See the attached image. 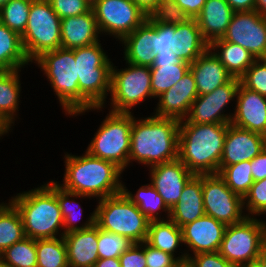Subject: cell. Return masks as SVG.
Returning <instances> with one entry per match:
<instances>
[{
	"label": "cell",
	"instance_id": "6da1fadb",
	"mask_svg": "<svg viewBox=\"0 0 266 267\" xmlns=\"http://www.w3.org/2000/svg\"><path fill=\"white\" fill-rule=\"evenodd\" d=\"M180 121L155 115L136 120L131 128L130 161L144 165L173 161L178 158Z\"/></svg>",
	"mask_w": 266,
	"mask_h": 267
},
{
	"label": "cell",
	"instance_id": "7a4b0ae2",
	"mask_svg": "<svg viewBox=\"0 0 266 267\" xmlns=\"http://www.w3.org/2000/svg\"><path fill=\"white\" fill-rule=\"evenodd\" d=\"M228 126L181 120L178 159L194 175L218 174Z\"/></svg>",
	"mask_w": 266,
	"mask_h": 267
},
{
	"label": "cell",
	"instance_id": "3957f363",
	"mask_svg": "<svg viewBox=\"0 0 266 267\" xmlns=\"http://www.w3.org/2000/svg\"><path fill=\"white\" fill-rule=\"evenodd\" d=\"M65 175L61 187L80 195L103 199L122 192V170L110 161L85 155L65 154Z\"/></svg>",
	"mask_w": 266,
	"mask_h": 267
},
{
	"label": "cell",
	"instance_id": "277c9868",
	"mask_svg": "<svg viewBox=\"0 0 266 267\" xmlns=\"http://www.w3.org/2000/svg\"><path fill=\"white\" fill-rule=\"evenodd\" d=\"M11 202L21 215L26 237L35 240L57 238L58 229L63 227V217L56 198L54 180L17 194Z\"/></svg>",
	"mask_w": 266,
	"mask_h": 267
},
{
	"label": "cell",
	"instance_id": "5b68a950",
	"mask_svg": "<svg viewBox=\"0 0 266 267\" xmlns=\"http://www.w3.org/2000/svg\"><path fill=\"white\" fill-rule=\"evenodd\" d=\"M74 58L77 62L79 112L73 115L91 109H102L111 88L113 63L109 61L99 42L75 48Z\"/></svg>",
	"mask_w": 266,
	"mask_h": 267
},
{
	"label": "cell",
	"instance_id": "8992f818",
	"mask_svg": "<svg viewBox=\"0 0 266 267\" xmlns=\"http://www.w3.org/2000/svg\"><path fill=\"white\" fill-rule=\"evenodd\" d=\"M150 220L123 192L99 200L95 224L102 230L122 235L133 243L146 241Z\"/></svg>",
	"mask_w": 266,
	"mask_h": 267
},
{
	"label": "cell",
	"instance_id": "52a82bcc",
	"mask_svg": "<svg viewBox=\"0 0 266 267\" xmlns=\"http://www.w3.org/2000/svg\"><path fill=\"white\" fill-rule=\"evenodd\" d=\"M35 62L48 77L55 94L66 114L79 112V85L74 49L58 48L47 51Z\"/></svg>",
	"mask_w": 266,
	"mask_h": 267
},
{
	"label": "cell",
	"instance_id": "ba28073f",
	"mask_svg": "<svg viewBox=\"0 0 266 267\" xmlns=\"http://www.w3.org/2000/svg\"><path fill=\"white\" fill-rule=\"evenodd\" d=\"M131 113L109 112L87 148L92 156L114 163L122 171L129 164Z\"/></svg>",
	"mask_w": 266,
	"mask_h": 267
},
{
	"label": "cell",
	"instance_id": "9c48e42d",
	"mask_svg": "<svg viewBox=\"0 0 266 267\" xmlns=\"http://www.w3.org/2000/svg\"><path fill=\"white\" fill-rule=\"evenodd\" d=\"M30 62L41 54L61 47V19L48 0H33L26 29L21 36Z\"/></svg>",
	"mask_w": 266,
	"mask_h": 267
},
{
	"label": "cell",
	"instance_id": "30bf717a",
	"mask_svg": "<svg viewBox=\"0 0 266 267\" xmlns=\"http://www.w3.org/2000/svg\"><path fill=\"white\" fill-rule=\"evenodd\" d=\"M266 234V222L254 217L227 225L218 252L230 263L238 266L256 261Z\"/></svg>",
	"mask_w": 266,
	"mask_h": 267
},
{
	"label": "cell",
	"instance_id": "8fae6325",
	"mask_svg": "<svg viewBox=\"0 0 266 267\" xmlns=\"http://www.w3.org/2000/svg\"><path fill=\"white\" fill-rule=\"evenodd\" d=\"M118 71L112 65L110 96L115 113H131L130 109L147 97L153 98L150 67L130 64Z\"/></svg>",
	"mask_w": 266,
	"mask_h": 267
},
{
	"label": "cell",
	"instance_id": "7c38bea8",
	"mask_svg": "<svg viewBox=\"0 0 266 267\" xmlns=\"http://www.w3.org/2000/svg\"><path fill=\"white\" fill-rule=\"evenodd\" d=\"M92 9L100 33L114 35L120 41L148 18L133 0H99Z\"/></svg>",
	"mask_w": 266,
	"mask_h": 267
},
{
	"label": "cell",
	"instance_id": "4fadbf2b",
	"mask_svg": "<svg viewBox=\"0 0 266 267\" xmlns=\"http://www.w3.org/2000/svg\"><path fill=\"white\" fill-rule=\"evenodd\" d=\"M202 194L205 215L226 225L242 221L243 198L234 193L219 174L202 175Z\"/></svg>",
	"mask_w": 266,
	"mask_h": 267
},
{
	"label": "cell",
	"instance_id": "5bb4252c",
	"mask_svg": "<svg viewBox=\"0 0 266 267\" xmlns=\"http://www.w3.org/2000/svg\"><path fill=\"white\" fill-rule=\"evenodd\" d=\"M221 39L242 46L256 59H266V17L256 10L234 12Z\"/></svg>",
	"mask_w": 266,
	"mask_h": 267
},
{
	"label": "cell",
	"instance_id": "9a60e30c",
	"mask_svg": "<svg viewBox=\"0 0 266 267\" xmlns=\"http://www.w3.org/2000/svg\"><path fill=\"white\" fill-rule=\"evenodd\" d=\"M240 83L239 78L233 77L211 93L197 96L191 104L188 118L182 121L193 124H229L233 115L223 114V109L236 97Z\"/></svg>",
	"mask_w": 266,
	"mask_h": 267
},
{
	"label": "cell",
	"instance_id": "2e32d148",
	"mask_svg": "<svg viewBox=\"0 0 266 267\" xmlns=\"http://www.w3.org/2000/svg\"><path fill=\"white\" fill-rule=\"evenodd\" d=\"M150 168L151 184L171 208L179 201L183 188L194 174L178 158Z\"/></svg>",
	"mask_w": 266,
	"mask_h": 267
},
{
	"label": "cell",
	"instance_id": "e0dca14e",
	"mask_svg": "<svg viewBox=\"0 0 266 267\" xmlns=\"http://www.w3.org/2000/svg\"><path fill=\"white\" fill-rule=\"evenodd\" d=\"M197 96L195 78L189 70L173 87L158 97L159 102L154 115L184 120Z\"/></svg>",
	"mask_w": 266,
	"mask_h": 267
},
{
	"label": "cell",
	"instance_id": "ac0fdd59",
	"mask_svg": "<svg viewBox=\"0 0 266 267\" xmlns=\"http://www.w3.org/2000/svg\"><path fill=\"white\" fill-rule=\"evenodd\" d=\"M263 150V135L229 123L219 167L251 161Z\"/></svg>",
	"mask_w": 266,
	"mask_h": 267
},
{
	"label": "cell",
	"instance_id": "d6986e66",
	"mask_svg": "<svg viewBox=\"0 0 266 267\" xmlns=\"http://www.w3.org/2000/svg\"><path fill=\"white\" fill-rule=\"evenodd\" d=\"M227 225L211 216L204 215L181 227L183 243L193 254L217 252Z\"/></svg>",
	"mask_w": 266,
	"mask_h": 267
},
{
	"label": "cell",
	"instance_id": "ffe728a7",
	"mask_svg": "<svg viewBox=\"0 0 266 267\" xmlns=\"http://www.w3.org/2000/svg\"><path fill=\"white\" fill-rule=\"evenodd\" d=\"M235 114L231 124L251 132L266 133V97L245 88L241 83L237 91Z\"/></svg>",
	"mask_w": 266,
	"mask_h": 267
},
{
	"label": "cell",
	"instance_id": "44dd1931",
	"mask_svg": "<svg viewBox=\"0 0 266 267\" xmlns=\"http://www.w3.org/2000/svg\"><path fill=\"white\" fill-rule=\"evenodd\" d=\"M69 267H94L99 259L98 226L73 231L63 236Z\"/></svg>",
	"mask_w": 266,
	"mask_h": 267
},
{
	"label": "cell",
	"instance_id": "7402d4cb",
	"mask_svg": "<svg viewBox=\"0 0 266 267\" xmlns=\"http://www.w3.org/2000/svg\"><path fill=\"white\" fill-rule=\"evenodd\" d=\"M100 34L93 9L61 19V47L75 49L95 44Z\"/></svg>",
	"mask_w": 266,
	"mask_h": 267
},
{
	"label": "cell",
	"instance_id": "603a6c76",
	"mask_svg": "<svg viewBox=\"0 0 266 267\" xmlns=\"http://www.w3.org/2000/svg\"><path fill=\"white\" fill-rule=\"evenodd\" d=\"M190 70L195 78L198 96L211 93L233 78L210 49L190 64Z\"/></svg>",
	"mask_w": 266,
	"mask_h": 267
},
{
	"label": "cell",
	"instance_id": "cb8c5ba5",
	"mask_svg": "<svg viewBox=\"0 0 266 267\" xmlns=\"http://www.w3.org/2000/svg\"><path fill=\"white\" fill-rule=\"evenodd\" d=\"M204 215L202 175H194L183 188L179 201L170 208L169 219L181 228Z\"/></svg>",
	"mask_w": 266,
	"mask_h": 267
},
{
	"label": "cell",
	"instance_id": "d4e9b609",
	"mask_svg": "<svg viewBox=\"0 0 266 267\" xmlns=\"http://www.w3.org/2000/svg\"><path fill=\"white\" fill-rule=\"evenodd\" d=\"M209 49V43L203 38L196 19L175 25L172 34L171 52L184 62L191 64Z\"/></svg>",
	"mask_w": 266,
	"mask_h": 267
},
{
	"label": "cell",
	"instance_id": "484cf974",
	"mask_svg": "<svg viewBox=\"0 0 266 267\" xmlns=\"http://www.w3.org/2000/svg\"><path fill=\"white\" fill-rule=\"evenodd\" d=\"M234 12L226 0H206L195 19L203 38L209 44L223 37Z\"/></svg>",
	"mask_w": 266,
	"mask_h": 267
},
{
	"label": "cell",
	"instance_id": "4316f807",
	"mask_svg": "<svg viewBox=\"0 0 266 267\" xmlns=\"http://www.w3.org/2000/svg\"><path fill=\"white\" fill-rule=\"evenodd\" d=\"M124 60L126 63L151 67L155 61L153 53V22L147 18L132 33L125 36Z\"/></svg>",
	"mask_w": 266,
	"mask_h": 267
},
{
	"label": "cell",
	"instance_id": "83f0119b",
	"mask_svg": "<svg viewBox=\"0 0 266 267\" xmlns=\"http://www.w3.org/2000/svg\"><path fill=\"white\" fill-rule=\"evenodd\" d=\"M209 49L214 51L213 53L215 56L225 66L232 77L239 79L256 60V58L242 46L224 41L221 38L213 40L209 44Z\"/></svg>",
	"mask_w": 266,
	"mask_h": 267
},
{
	"label": "cell",
	"instance_id": "f1b7e54d",
	"mask_svg": "<svg viewBox=\"0 0 266 267\" xmlns=\"http://www.w3.org/2000/svg\"><path fill=\"white\" fill-rule=\"evenodd\" d=\"M29 62L21 36L0 22V71L19 70Z\"/></svg>",
	"mask_w": 266,
	"mask_h": 267
},
{
	"label": "cell",
	"instance_id": "f546056e",
	"mask_svg": "<svg viewBox=\"0 0 266 267\" xmlns=\"http://www.w3.org/2000/svg\"><path fill=\"white\" fill-rule=\"evenodd\" d=\"M19 70L0 71V120L10 130L20 97Z\"/></svg>",
	"mask_w": 266,
	"mask_h": 267
},
{
	"label": "cell",
	"instance_id": "4dcf8cb0",
	"mask_svg": "<svg viewBox=\"0 0 266 267\" xmlns=\"http://www.w3.org/2000/svg\"><path fill=\"white\" fill-rule=\"evenodd\" d=\"M146 242L175 256V250L183 243L182 230L170 219L152 220L149 222Z\"/></svg>",
	"mask_w": 266,
	"mask_h": 267
},
{
	"label": "cell",
	"instance_id": "1f68e13d",
	"mask_svg": "<svg viewBox=\"0 0 266 267\" xmlns=\"http://www.w3.org/2000/svg\"><path fill=\"white\" fill-rule=\"evenodd\" d=\"M23 221L18 209L9 203L0 204V254L25 238Z\"/></svg>",
	"mask_w": 266,
	"mask_h": 267
},
{
	"label": "cell",
	"instance_id": "d6a6232c",
	"mask_svg": "<svg viewBox=\"0 0 266 267\" xmlns=\"http://www.w3.org/2000/svg\"><path fill=\"white\" fill-rule=\"evenodd\" d=\"M60 185L61 184L59 183L57 184L56 182V198H57V201H58L61 213H62V217H63V229H65L64 232H62L60 235L63 237L64 234H67L73 231L87 229L93 226L95 224V210L91 214V216L89 217V219L86 221L85 224H83L82 226L74 225L77 222V220H80L81 217H78V216H82L83 211L81 207L78 205L79 206L78 208L80 210L78 209L79 211L77 212L76 202L72 199L71 200L69 199L72 197H76V198L84 197L85 198L89 196L80 195L74 192L67 191L63 189ZM73 203H75L76 209L72 206L74 205Z\"/></svg>",
	"mask_w": 266,
	"mask_h": 267
},
{
	"label": "cell",
	"instance_id": "836d02e7",
	"mask_svg": "<svg viewBox=\"0 0 266 267\" xmlns=\"http://www.w3.org/2000/svg\"><path fill=\"white\" fill-rule=\"evenodd\" d=\"M122 192L131 202L137 205L139 210L145 214L150 221L161 220V216H159L157 212L159 210H163L165 213L167 211V219H169L170 208L166 205L163 198L157 193V190L151 183L140 187L135 196L130 193L124 185H122Z\"/></svg>",
	"mask_w": 266,
	"mask_h": 267
},
{
	"label": "cell",
	"instance_id": "e575fe53",
	"mask_svg": "<svg viewBox=\"0 0 266 267\" xmlns=\"http://www.w3.org/2000/svg\"><path fill=\"white\" fill-rule=\"evenodd\" d=\"M37 267H69L63 237L36 239Z\"/></svg>",
	"mask_w": 266,
	"mask_h": 267
},
{
	"label": "cell",
	"instance_id": "d590c367",
	"mask_svg": "<svg viewBox=\"0 0 266 267\" xmlns=\"http://www.w3.org/2000/svg\"><path fill=\"white\" fill-rule=\"evenodd\" d=\"M190 64H160V67H150L151 89L153 97H159L163 92L173 87L188 71Z\"/></svg>",
	"mask_w": 266,
	"mask_h": 267
},
{
	"label": "cell",
	"instance_id": "8d00e7d4",
	"mask_svg": "<svg viewBox=\"0 0 266 267\" xmlns=\"http://www.w3.org/2000/svg\"><path fill=\"white\" fill-rule=\"evenodd\" d=\"M218 174L226 185L242 198L249 192L254 182L251 173V161H242L226 167H219Z\"/></svg>",
	"mask_w": 266,
	"mask_h": 267
},
{
	"label": "cell",
	"instance_id": "74e56055",
	"mask_svg": "<svg viewBox=\"0 0 266 267\" xmlns=\"http://www.w3.org/2000/svg\"><path fill=\"white\" fill-rule=\"evenodd\" d=\"M10 267H37L36 240L25 237L0 254Z\"/></svg>",
	"mask_w": 266,
	"mask_h": 267
},
{
	"label": "cell",
	"instance_id": "f35d334b",
	"mask_svg": "<svg viewBox=\"0 0 266 267\" xmlns=\"http://www.w3.org/2000/svg\"><path fill=\"white\" fill-rule=\"evenodd\" d=\"M33 0H9L0 8V22L20 36L23 35Z\"/></svg>",
	"mask_w": 266,
	"mask_h": 267
},
{
	"label": "cell",
	"instance_id": "ab89813d",
	"mask_svg": "<svg viewBox=\"0 0 266 267\" xmlns=\"http://www.w3.org/2000/svg\"><path fill=\"white\" fill-rule=\"evenodd\" d=\"M148 18L154 23L180 25L191 18L174 0H159Z\"/></svg>",
	"mask_w": 266,
	"mask_h": 267
},
{
	"label": "cell",
	"instance_id": "60d3db41",
	"mask_svg": "<svg viewBox=\"0 0 266 267\" xmlns=\"http://www.w3.org/2000/svg\"><path fill=\"white\" fill-rule=\"evenodd\" d=\"M134 243L122 235L104 231L98 227V254L99 258H119Z\"/></svg>",
	"mask_w": 266,
	"mask_h": 267
},
{
	"label": "cell",
	"instance_id": "b9f144b4",
	"mask_svg": "<svg viewBox=\"0 0 266 267\" xmlns=\"http://www.w3.org/2000/svg\"><path fill=\"white\" fill-rule=\"evenodd\" d=\"M240 81L245 88L266 97V59H256Z\"/></svg>",
	"mask_w": 266,
	"mask_h": 267
},
{
	"label": "cell",
	"instance_id": "7bdbcfd3",
	"mask_svg": "<svg viewBox=\"0 0 266 267\" xmlns=\"http://www.w3.org/2000/svg\"><path fill=\"white\" fill-rule=\"evenodd\" d=\"M175 256L154 248L145 241V259L146 267H180L182 264H186L189 253H185L180 257Z\"/></svg>",
	"mask_w": 266,
	"mask_h": 267
},
{
	"label": "cell",
	"instance_id": "ee69618b",
	"mask_svg": "<svg viewBox=\"0 0 266 267\" xmlns=\"http://www.w3.org/2000/svg\"><path fill=\"white\" fill-rule=\"evenodd\" d=\"M243 206L247 207L246 210L250 212L248 215L246 214L247 217L249 214L253 216V214L266 213V178L253 182L249 192L243 198Z\"/></svg>",
	"mask_w": 266,
	"mask_h": 267
},
{
	"label": "cell",
	"instance_id": "f6af8a7d",
	"mask_svg": "<svg viewBox=\"0 0 266 267\" xmlns=\"http://www.w3.org/2000/svg\"><path fill=\"white\" fill-rule=\"evenodd\" d=\"M53 11L60 19L71 16H79L89 12L92 5L86 0H48Z\"/></svg>",
	"mask_w": 266,
	"mask_h": 267
},
{
	"label": "cell",
	"instance_id": "bcb514c9",
	"mask_svg": "<svg viewBox=\"0 0 266 267\" xmlns=\"http://www.w3.org/2000/svg\"><path fill=\"white\" fill-rule=\"evenodd\" d=\"M175 33V25L153 22V53L171 52L172 34Z\"/></svg>",
	"mask_w": 266,
	"mask_h": 267
},
{
	"label": "cell",
	"instance_id": "7dc6e473",
	"mask_svg": "<svg viewBox=\"0 0 266 267\" xmlns=\"http://www.w3.org/2000/svg\"><path fill=\"white\" fill-rule=\"evenodd\" d=\"M186 265L188 267H237L228 262L218 251L198 253L190 256Z\"/></svg>",
	"mask_w": 266,
	"mask_h": 267
},
{
	"label": "cell",
	"instance_id": "c3c4849f",
	"mask_svg": "<svg viewBox=\"0 0 266 267\" xmlns=\"http://www.w3.org/2000/svg\"><path fill=\"white\" fill-rule=\"evenodd\" d=\"M119 261L121 267H146L145 241L134 243L119 256Z\"/></svg>",
	"mask_w": 266,
	"mask_h": 267
},
{
	"label": "cell",
	"instance_id": "681fc988",
	"mask_svg": "<svg viewBox=\"0 0 266 267\" xmlns=\"http://www.w3.org/2000/svg\"><path fill=\"white\" fill-rule=\"evenodd\" d=\"M251 173L254 181L266 178V150L251 160Z\"/></svg>",
	"mask_w": 266,
	"mask_h": 267
},
{
	"label": "cell",
	"instance_id": "f907efd6",
	"mask_svg": "<svg viewBox=\"0 0 266 267\" xmlns=\"http://www.w3.org/2000/svg\"><path fill=\"white\" fill-rule=\"evenodd\" d=\"M191 18L195 19L201 12L206 0H174Z\"/></svg>",
	"mask_w": 266,
	"mask_h": 267
},
{
	"label": "cell",
	"instance_id": "816d5d0a",
	"mask_svg": "<svg viewBox=\"0 0 266 267\" xmlns=\"http://www.w3.org/2000/svg\"><path fill=\"white\" fill-rule=\"evenodd\" d=\"M182 62L183 60L178 58L173 52H165V53L158 52L155 55V61L151 67H160V64L177 65L181 64Z\"/></svg>",
	"mask_w": 266,
	"mask_h": 267
},
{
	"label": "cell",
	"instance_id": "f5cc1de1",
	"mask_svg": "<svg viewBox=\"0 0 266 267\" xmlns=\"http://www.w3.org/2000/svg\"><path fill=\"white\" fill-rule=\"evenodd\" d=\"M235 12L254 11L255 0H226Z\"/></svg>",
	"mask_w": 266,
	"mask_h": 267
},
{
	"label": "cell",
	"instance_id": "db71d44e",
	"mask_svg": "<svg viewBox=\"0 0 266 267\" xmlns=\"http://www.w3.org/2000/svg\"><path fill=\"white\" fill-rule=\"evenodd\" d=\"M148 15L157 6L159 0H133Z\"/></svg>",
	"mask_w": 266,
	"mask_h": 267
},
{
	"label": "cell",
	"instance_id": "11a10c76",
	"mask_svg": "<svg viewBox=\"0 0 266 267\" xmlns=\"http://www.w3.org/2000/svg\"><path fill=\"white\" fill-rule=\"evenodd\" d=\"M94 267H121L119 258H99Z\"/></svg>",
	"mask_w": 266,
	"mask_h": 267
},
{
	"label": "cell",
	"instance_id": "9f6ffc18",
	"mask_svg": "<svg viewBox=\"0 0 266 267\" xmlns=\"http://www.w3.org/2000/svg\"><path fill=\"white\" fill-rule=\"evenodd\" d=\"M255 10L261 16L266 17V0H255Z\"/></svg>",
	"mask_w": 266,
	"mask_h": 267
},
{
	"label": "cell",
	"instance_id": "6f0895ef",
	"mask_svg": "<svg viewBox=\"0 0 266 267\" xmlns=\"http://www.w3.org/2000/svg\"><path fill=\"white\" fill-rule=\"evenodd\" d=\"M262 267H266V248L263 246L257 258Z\"/></svg>",
	"mask_w": 266,
	"mask_h": 267
},
{
	"label": "cell",
	"instance_id": "680465c9",
	"mask_svg": "<svg viewBox=\"0 0 266 267\" xmlns=\"http://www.w3.org/2000/svg\"><path fill=\"white\" fill-rule=\"evenodd\" d=\"M237 267H262L258 260L238 265Z\"/></svg>",
	"mask_w": 266,
	"mask_h": 267
},
{
	"label": "cell",
	"instance_id": "91938a15",
	"mask_svg": "<svg viewBox=\"0 0 266 267\" xmlns=\"http://www.w3.org/2000/svg\"><path fill=\"white\" fill-rule=\"evenodd\" d=\"M9 129L3 124L0 120V137L6 133H8Z\"/></svg>",
	"mask_w": 266,
	"mask_h": 267
},
{
	"label": "cell",
	"instance_id": "94428289",
	"mask_svg": "<svg viewBox=\"0 0 266 267\" xmlns=\"http://www.w3.org/2000/svg\"><path fill=\"white\" fill-rule=\"evenodd\" d=\"M0 267H10L0 258Z\"/></svg>",
	"mask_w": 266,
	"mask_h": 267
},
{
	"label": "cell",
	"instance_id": "6125c7cd",
	"mask_svg": "<svg viewBox=\"0 0 266 267\" xmlns=\"http://www.w3.org/2000/svg\"><path fill=\"white\" fill-rule=\"evenodd\" d=\"M86 1L93 6L99 0H86Z\"/></svg>",
	"mask_w": 266,
	"mask_h": 267
},
{
	"label": "cell",
	"instance_id": "be15d7a7",
	"mask_svg": "<svg viewBox=\"0 0 266 267\" xmlns=\"http://www.w3.org/2000/svg\"><path fill=\"white\" fill-rule=\"evenodd\" d=\"M9 0H0V8L5 5Z\"/></svg>",
	"mask_w": 266,
	"mask_h": 267
},
{
	"label": "cell",
	"instance_id": "e7e4bbea",
	"mask_svg": "<svg viewBox=\"0 0 266 267\" xmlns=\"http://www.w3.org/2000/svg\"><path fill=\"white\" fill-rule=\"evenodd\" d=\"M264 137V149L266 150V133L263 135Z\"/></svg>",
	"mask_w": 266,
	"mask_h": 267
},
{
	"label": "cell",
	"instance_id": "03108f58",
	"mask_svg": "<svg viewBox=\"0 0 266 267\" xmlns=\"http://www.w3.org/2000/svg\"><path fill=\"white\" fill-rule=\"evenodd\" d=\"M264 247L266 248V234H265V238H264Z\"/></svg>",
	"mask_w": 266,
	"mask_h": 267
},
{
	"label": "cell",
	"instance_id": "003e7915",
	"mask_svg": "<svg viewBox=\"0 0 266 267\" xmlns=\"http://www.w3.org/2000/svg\"><path fill=\"white\" fill-rule=\"evenodd\" d=\"M180 267H188L186 264H182Z\"/></svg>",
	"mask_w": 266,
	"mask_h": 267
}]
</instances>
